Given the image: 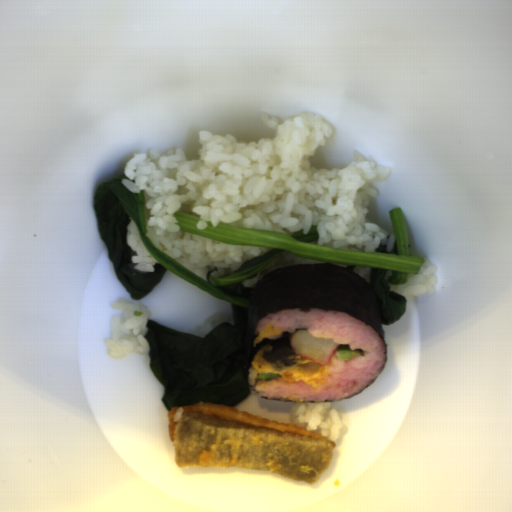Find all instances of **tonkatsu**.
I'll return each mask as SVG.
<instances>
[{
	"instance_id": "obj_1",
	"label": "tonkatsu",
	"mask_w": 512,
	"mask_h": 512,
	"mask_svg": "<svg viewBox=\"0 0 512 512\" xmlns=\"http://www.w3.org/2000/svg\"><path fill=\"white\" fill-rule=\"evenodd\" d=\"M169 444L181 468L266 470L316 485L331 464L335 441L280 420L220 403L171 409Z\"/></svg>"
}]
</instances>
